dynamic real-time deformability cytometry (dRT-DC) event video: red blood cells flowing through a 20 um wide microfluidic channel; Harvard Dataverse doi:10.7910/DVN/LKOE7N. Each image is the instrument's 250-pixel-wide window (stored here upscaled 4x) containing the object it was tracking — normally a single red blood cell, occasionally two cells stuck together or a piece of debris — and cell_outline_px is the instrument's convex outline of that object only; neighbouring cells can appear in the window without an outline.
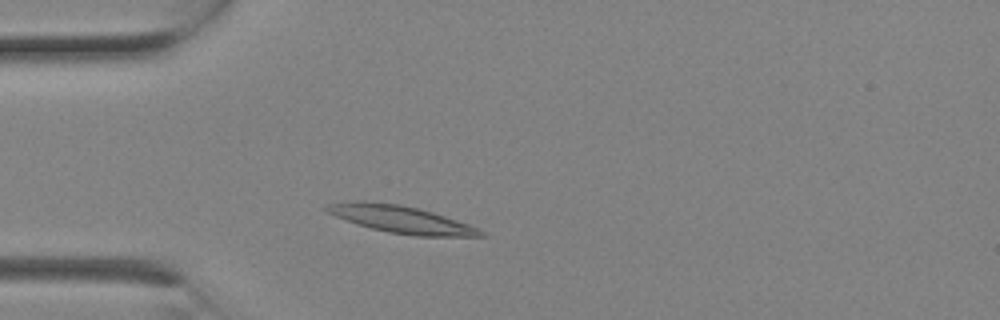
{"species": "Egyptian fruit bat (a non-hibernating species)", "species_latin": "Rousettus aegyptiacus", "temperature_condition": "room temperature", "stored_images_in_passage": 5, "camera_frame_rate_fps": 3000, "um_per_image_px": 0.085, "animal": {"sex": "female"}, "frame": {"image": 1, "passage_image": 3, "time_ms": 0.667, "image_size_px": [1000, 320], "cell_outline_px": [[488, 236], [416, 236], [388, 232], [356, 224], [324, 212], [324, 208], [328, 204], [356, 200], [364, 200], [400, 204], [420, 208], [468, 224], [484, 232]], "centroid_in_image_um": [34.03, 18.63], "position_along_channel_um": 51.0, "area_um2": 24.51}}
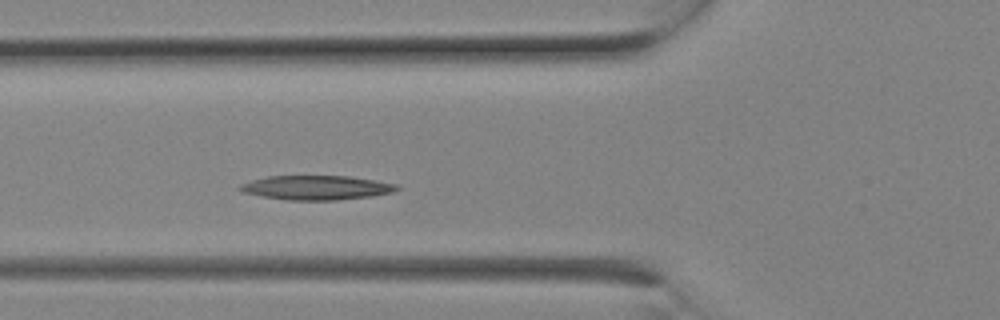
{"frame": {"image": 2, "passage_image": 5, "time_ms": 1.333, "image_size_px": [1000, 320], "cell_outline_px": [[400, 188], [392, 192], [372, 196], [336, 200], [284, 200], [244, 192], [236, 188], [240, 184], [252, 180], [268, 176], [348, 176], [400, 184]], "centroid_in_image_um": [26.91, 15.95], "position_along_channel_um": 98.9, "area_um2": 22.2}}